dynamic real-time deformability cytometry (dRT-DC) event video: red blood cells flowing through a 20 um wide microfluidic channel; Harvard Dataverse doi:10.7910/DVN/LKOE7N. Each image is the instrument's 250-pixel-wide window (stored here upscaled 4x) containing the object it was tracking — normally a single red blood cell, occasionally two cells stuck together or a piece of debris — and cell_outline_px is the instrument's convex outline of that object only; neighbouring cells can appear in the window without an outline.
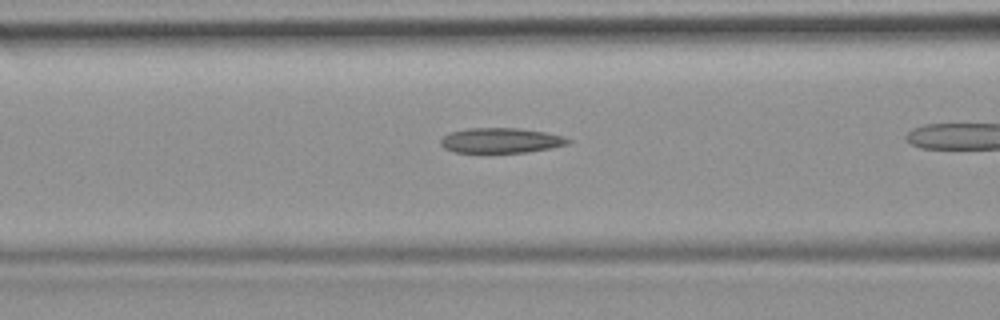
{"species": "common noctule bat (a hibernating species)", "species_latin": "Nyctalus noctula", "temperature_condition": "room temperature", "stored_images_in_passage": 24, "camera_frame_rate_fps": 3000, "um_per_image_px": 0.085, "animal": {"sex": "female", "body_mass_g": 19.9}, "frame": {"image": 1, "passage_image": 4, "time_ms": 1.0, "image_size_px": [1000, 320], "cell_outline_px": [[572, 140], [568, 144], [552, 148], [524, 152], [452, 152], [444, 148], [440, 144], [440, 140], [448, 132], [468, 128], [516, 128], [544, 132], [564, 136]], "centroid_in_image_um": [42.55, 11.93], "position_along_channel_um": 124.0, "area_um2": 18.61}}